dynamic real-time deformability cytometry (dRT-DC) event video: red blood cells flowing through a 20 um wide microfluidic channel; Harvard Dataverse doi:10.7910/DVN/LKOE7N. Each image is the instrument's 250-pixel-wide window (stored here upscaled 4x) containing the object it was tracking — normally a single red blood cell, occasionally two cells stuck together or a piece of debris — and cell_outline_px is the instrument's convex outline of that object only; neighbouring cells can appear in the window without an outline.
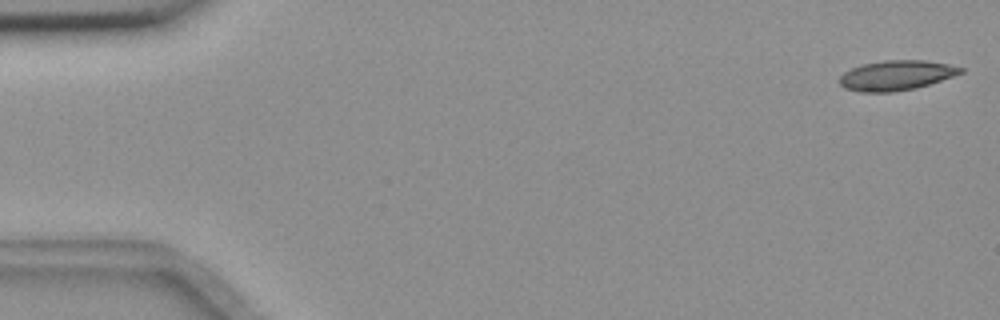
{"species": "common noctule bat (a hibernating species)", "species_latin": "Nyctalus noctula", "temperature_condition": "room temperature", "stored_images_in_passage": 51, "camera_frame_rate_fps": 3000, "um_per_image_px": 0.085, "animal": {"sex": "female", "body_mass_g": 18.4}, "frame": {"image": 1, "passage_image": 1, "time_ms": 0.0, "image_size_px": [1000, 320], "cell_outline_px": [[964, 72], [916, 88], [892, 92], [860, 92], [844, 88], [840, 84], [840, 76], [844, 72], [860, 64], [884, 60], [924, 60], [948, 64], [964, 68]], "centroid_in_image_um": [76.16, 6.4], "position_along_channel_um": 8.8, "area_um2": 21.04}}
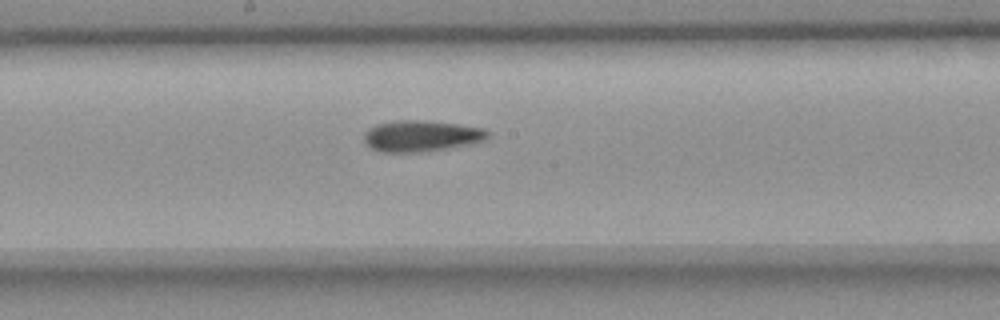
{"frame": {"image": 2, "passage_image": 29, "time_ms": 9.333, "image_size_px": [1000, 320], "cell_outline_px": [[492, 132], [484, 140], [468, 144], [448, 148], [424, 152], [380, 152], [364, 144], [364, 132], [368, 128], [376, 124], [396, 120], [420, 120], [460, 124], [484, 128]], "centroid_in_image_um": [35.79, 11.55], "position_along_channel_um": 212.4, "area_um2": 22.72}}
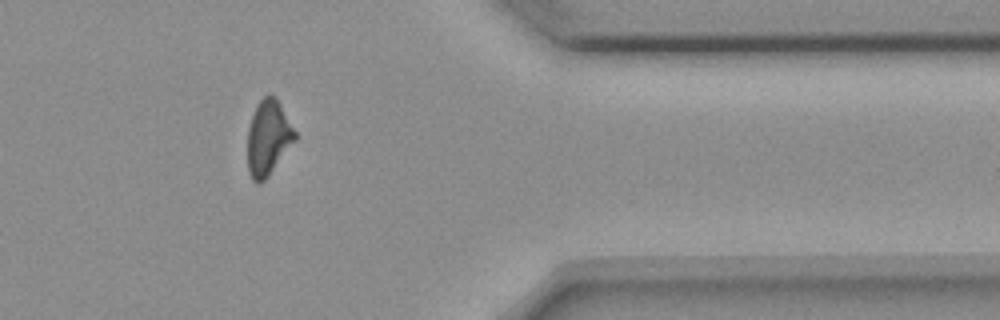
{"frame": {"image": 3, "passage_image": 45, "time_ms": 14.667, "image_size_px": [1000, 320], "cell_outline_px": [[296, 140], [268, 176], [260, 184], [256, 184], [252, 180], [248, 172], [248, 128], [256, 104], [268, 92], [276, 96], [296, 132]], "centroid_in_image_um": [22.79, 11.69], "position_along_channel_um": 388.6, "area_um2": 20.92}, "authors_computed_cell_mechanics": {"area_um2": 21.5016, "velocity_mm_per_s": 3.6586, "shape_relaxation_time_tau1_ms": null, "shape_relaxation_time_tau2_ms": 6.7509, "deformation_change_tau1": null, "deformation_change_tau2": 0.162}}